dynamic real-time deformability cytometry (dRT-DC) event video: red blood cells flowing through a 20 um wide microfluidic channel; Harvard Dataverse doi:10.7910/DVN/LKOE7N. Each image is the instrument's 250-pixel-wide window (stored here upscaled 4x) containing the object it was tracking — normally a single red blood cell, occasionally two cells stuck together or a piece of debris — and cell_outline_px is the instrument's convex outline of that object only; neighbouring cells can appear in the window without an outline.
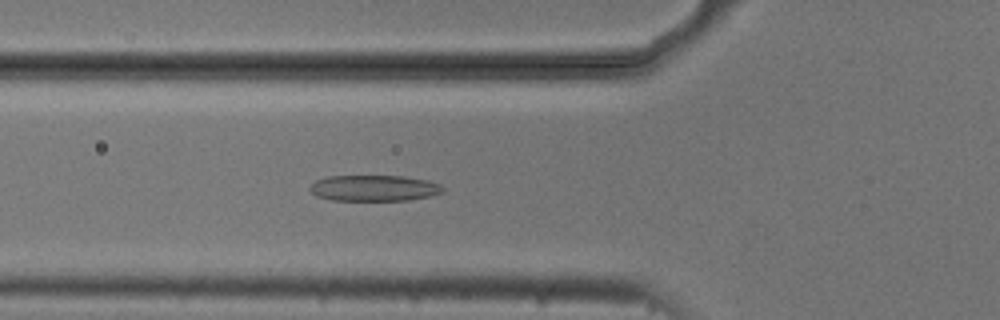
{"species": "common noctule bat (a hibernating species)", "species_latin": "Nyctalus noctula", "temperature_condition": "cold", "stored_images_in_passage": 41, "camera_frame_rate_fps": 3000, "um_per_image_px": 0.085, "animal": {"sex": "male", "body_mass_g": 20.5, "forearm_length_mm": 52.5}, "frame": {"image": 1, "passage_image": 6, "time_ms": 1.667, "image_size_px": [1000, 320], "cell_outline_px": [[444, 192], [428, 196], [408, 200], [332, 200], [316, 196], [308, 188], [316, 180], [328, 176], [404, 176], [428, 180], [440, 184], [444, 188]], "centroid_in_image_um": [31.8, 15.98], "position_along_channel_um": 94.0, "area_um2": 20.11}}
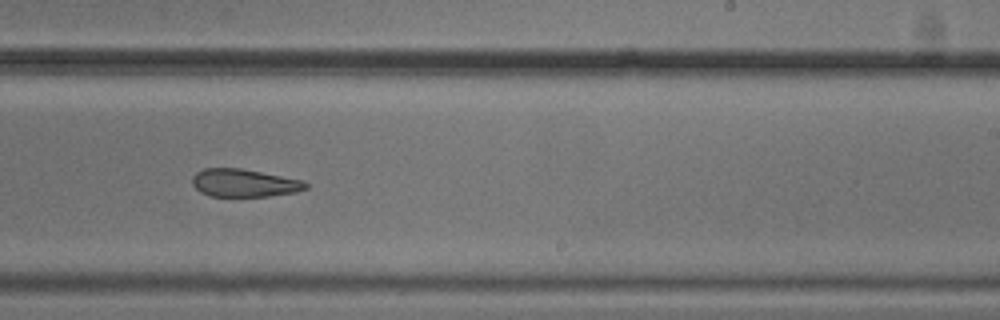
{"frame": {"image": 2, "passage_image": 20, "time_ms": 6.333, "image_size_px": [1000, 320], "cell_outline_px": [[308, 188], [296, 192], [268, 196], [208, 196], [200, 192], [192, 184], [192, 176], [196, 172], [204, 168], [240, 168], [304, 180], [308, 184]], "centroid_in_image_um": [20.75, 15.55], "position_along_channel_um": 268.3, "area_um2": 18.5}}
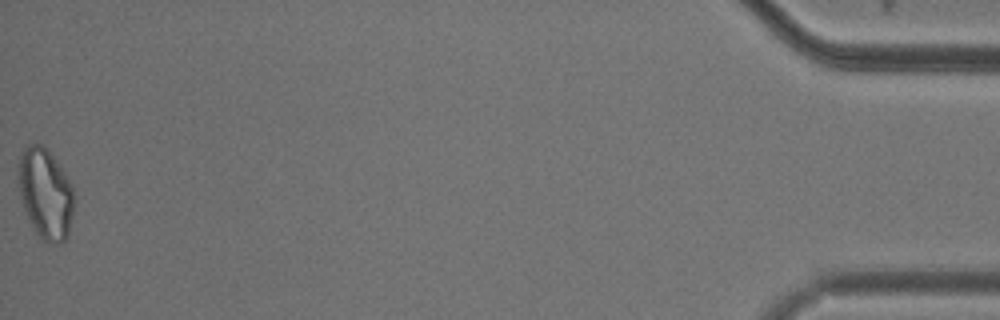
{"frame": {"image": 3, "passage_image": 41, "time_ms": 13.333, "image_size_px": [1000, 320], "cell_outline_px": [[76, 196], [68, 236], [60, 244], [56, 244], [44, 240], [36, 232], [24, 208], [16, 180], [20, 156], [24, 144], [44, 144], [60, 164], [72, 184]], "centroid_in_image_um": [3.88, 16.4], "position_along_channel_um": 431.3, "area_um2": 29.94}, "authors_computed_cell_mechanics": {"area_um2": 20.1722, "velocity_mm_per_s": 3.7137, "shape_relaxation_time_tau1_ms": 3.5657, "shape_relaxation_time_tau2_ms": 3.8372, "deformation_change_tau1": 0.1109, "deformation_change_tau2": 0.1334}}